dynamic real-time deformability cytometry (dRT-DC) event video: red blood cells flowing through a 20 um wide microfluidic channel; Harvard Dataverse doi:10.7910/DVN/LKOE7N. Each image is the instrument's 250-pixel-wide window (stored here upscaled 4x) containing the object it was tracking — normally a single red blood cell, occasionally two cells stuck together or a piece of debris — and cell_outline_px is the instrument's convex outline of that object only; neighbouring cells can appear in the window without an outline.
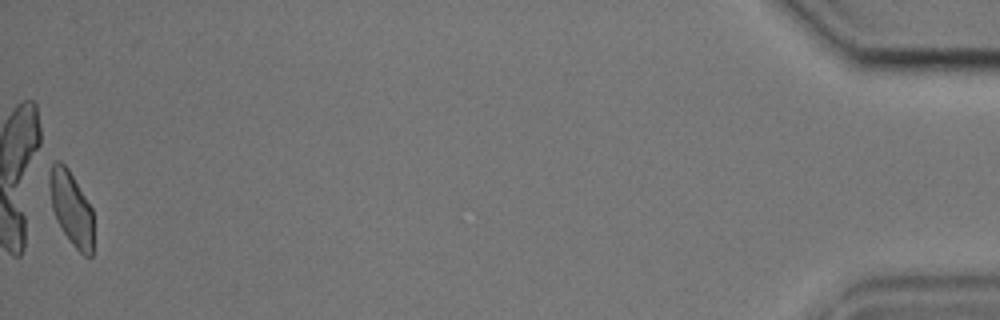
{"species": "common noctule bat (a hibernating species)", "species_latin": "Nyctalus noctula", "temperature_condition": "cold", "stored_images_in_passage": 41, "camera_frame_rate_fps": 3000, "um_per_image_px": 0.085, "animal": {"sex": "male", "body_mass_g": 17.9, "forearm_length_mm": 54.2}, "frame": {"image": 1, "passage_image": 41, "time_ms": 13.333, "image_size_px": [1000, 320], "cell_outline_px": [[92, 256], [84, 256], [72, 244], [56, 220], [52, 208], [48, 184], [48, 176], [52, 164], [56, 160], [60, 160], [68, 168], [92, 208]], "centroid_in_image_um": [6.03, 17.66], "position_along_channel_um": 429.2, "area_um2": 18.84}, "authors_computed_cell_mechanics": {"area_um2": 20.1722, "velocity_mm_per_s": 3.6589, "shape_relaxation_time_tau1_ms": 4.8908, "shape_relaxation_time_tau2_ms": 1.3825, "deformation_change_tau1": 0.1172, "deformation_change_tau2": 0.077}}